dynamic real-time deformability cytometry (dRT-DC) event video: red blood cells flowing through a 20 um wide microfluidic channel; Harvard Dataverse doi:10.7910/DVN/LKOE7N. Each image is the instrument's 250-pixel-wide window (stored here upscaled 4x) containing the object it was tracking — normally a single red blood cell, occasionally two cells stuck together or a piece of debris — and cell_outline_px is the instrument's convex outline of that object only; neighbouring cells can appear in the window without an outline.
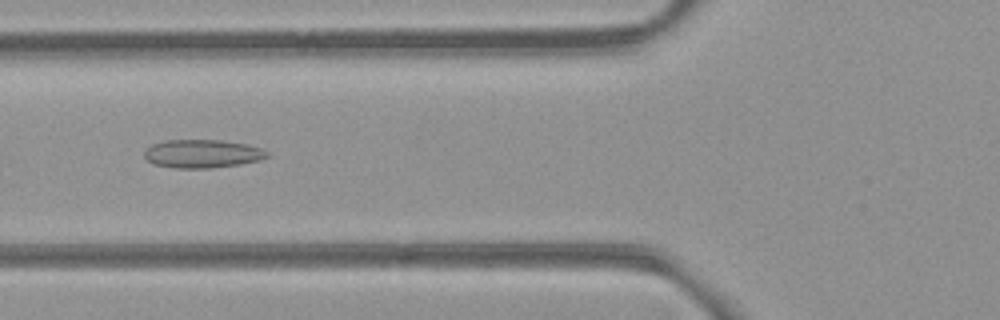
{"species": "common noctule bat (a hibernating species)", "species_latin": "Nyctalus noctula", "temperature_condition": "room temperature", "stored_images_in_passage": 51, "camera_frame_rate_fps": 3000, "um_per_image_px": 0.085, "animal": {"sex": "female", "body_mass_g": 21.9}, "frame": {"image": 1, "passage_image": 21, "time_ms": 6.667, "image_size_px": [1000, 320], "cell_outline_px": [[268, 156], [260, 160], [240, 164], [212, 168], [176, 168], [152, 164], [144, 156], [144, 152], [152, 144], [164, 140], [220, 140], [244, 144], [260, 148], [268, 152]], "centroid_in_image_um": [17.17, 13.07], "position_along_channel_um": 108.6, "area_um2": 20.17}}
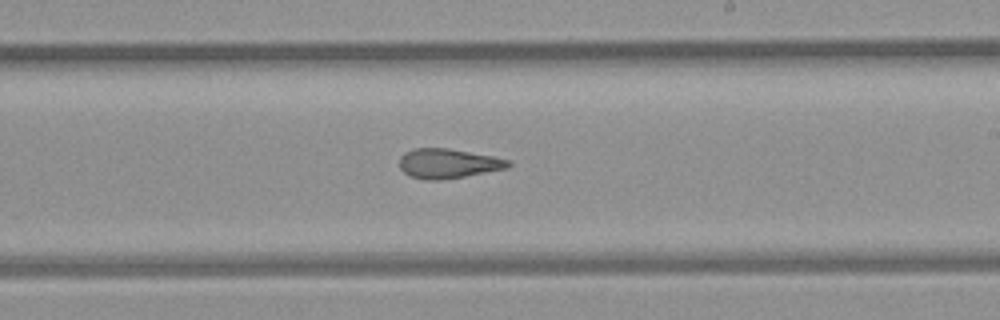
{"frame": {"image": 2, "passage_image": 32, "time_ms": 10.333, "image_size_px": [1000, 320], "cell_outline_px": [[512, 164], [508, 168], [464, 176], [440, 180], [424, 180], [412, 176], [404, 172], [400, 168], [400, 156], [404, 152], [412, 148], [448, 148], [492, 156], [512, 160]], "centroid_in_image_um": [38.09, 13.89], "position_along_channel_um": 250.9, "area_um2": 18.79}}
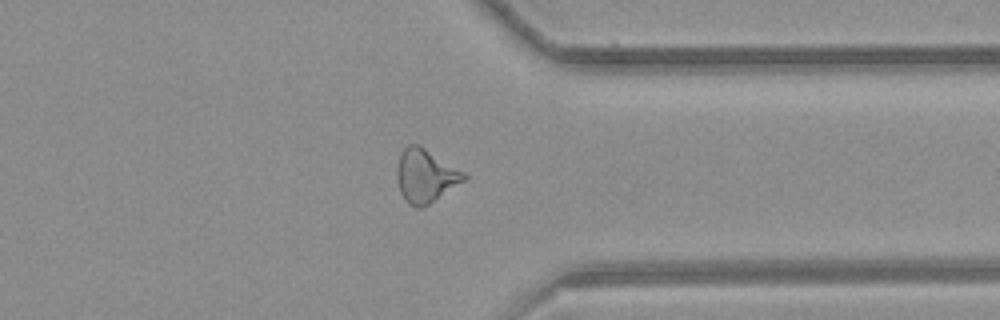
{"frame": {"image": 3, "passage_image": 42, "time_ms": 13.667, "image_size_px": [1000, 320], "cell_outline_px": [[468, 176], [464, 180], [424, 208], [416, 208], [408, 204], [404, 200], [400, 192], [396, 176], [396, 168], [400, 152], [408, 144], [420, 144], [464, 172]], "centroid_in_image_um": [36.12, 14.94], "position_along_channel_um": 375.3, "area_um2": 21.04}}